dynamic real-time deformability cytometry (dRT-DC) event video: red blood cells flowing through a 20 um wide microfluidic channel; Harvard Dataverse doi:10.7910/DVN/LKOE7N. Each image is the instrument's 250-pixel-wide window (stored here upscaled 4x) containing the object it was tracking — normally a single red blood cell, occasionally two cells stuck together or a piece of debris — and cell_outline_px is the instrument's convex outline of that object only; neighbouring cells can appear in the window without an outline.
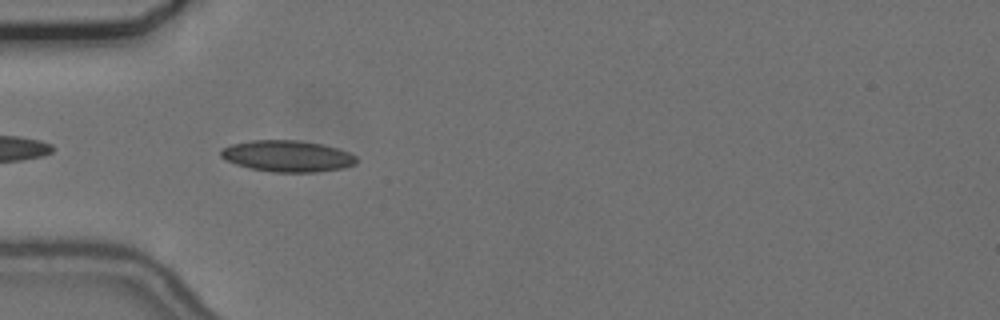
{"species": "common noctule bat (a hibernating species)", "species_latin": "Nyctalus noctula", "temperature_condition": "cold", "stored_images_in_passage": 6, "camera_frame_rate_fps": 3000, "um_per_image_px": 0.085, "animal": {"sex": "female", "body_mass_g": 24.6, "forearm_length_mm": 56.2}, "frame": {"image": 1, "passage_image": 2, "time_ms": 0.333, "image_size_px": [1000, 320], "cell_outline_px": [[356, 164], [340, 168], [316, 172], [272, 172], [248, 168], [236, 164], [220, 156], [220, 152], [224, 148], [232, 144], [252, 140], [300, 140], [324, 144], [348, 152], [356, 156]], "centroid_in_image_um": [24.43, 13.26], "position_along_channel_um": 60.6, "area_um2": 24.68}}